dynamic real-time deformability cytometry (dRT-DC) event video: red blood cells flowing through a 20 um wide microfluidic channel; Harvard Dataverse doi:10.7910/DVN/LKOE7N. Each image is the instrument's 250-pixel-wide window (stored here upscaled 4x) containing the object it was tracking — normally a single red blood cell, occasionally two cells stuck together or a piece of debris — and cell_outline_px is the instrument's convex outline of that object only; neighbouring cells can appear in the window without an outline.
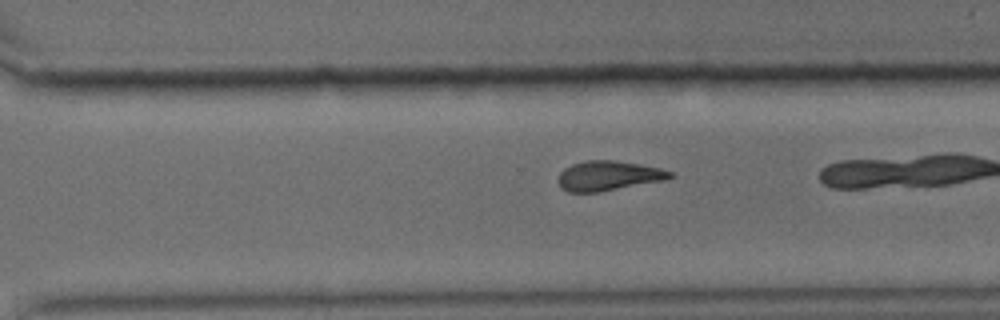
{"species": "common noctule bat (a hibernating species)", "species_latin": "Nyctalus noctula", "temperature_condition": "cold", "stored_images_in_passage": 42, "camera_frame_rate_fps": 3000, "um_per_image_px": 0.085, "animal": {"sex": "male", "body_mass_g": 15.6}, "frame": {"image": 1, "passage_image": 37, "time_ms": 12.0, "image_size_px": [1000, 320], "cell_outline_px": [[672, 176], [664, 180], [596, 192], [568, 192], [556, 180], [560, 172], [564, 168], [572, 164], [584, 160], [616, 160], [660, 168], [672, 172]], "centroid_in_image_um": [51.67, 14.92], "position_along_channel_um": 318.9, "area_um2": 19.13}}